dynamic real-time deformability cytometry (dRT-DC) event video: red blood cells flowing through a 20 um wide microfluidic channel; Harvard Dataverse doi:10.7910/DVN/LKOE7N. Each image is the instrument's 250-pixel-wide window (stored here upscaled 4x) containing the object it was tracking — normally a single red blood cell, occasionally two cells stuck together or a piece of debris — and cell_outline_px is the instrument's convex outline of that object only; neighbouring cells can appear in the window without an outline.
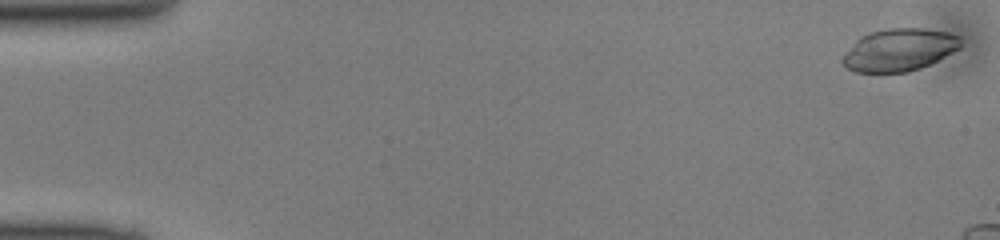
{"species": "common noctule bat (a hibernating species)", "species_latin": "Nyctalus noctula", "temperature_condition": "cold", "stored_images_in_passage": 10, "camera_frame_rate_fps": 3000, "um_per_image_px": 0.085, "animal": {"sex": "male", "body_mass_g": 13.0, "forearm_length_mm": 53.1}, "frame": {"image": 1, "passage_image": 1, "time_ms": 0.0, "image_size_px": [1000, 240], "cell_outline_px": [[964, 44], [960, 48], [920, 68], [908, 72], [856, 72], [848, 68], [840, 60], [856, 40], [860, 36], [872, 32], [888, 28], [924, 28], [948, 32], [960, 36]], "centroid_in_image_um": [76.46, 4.22], "position_along_channel_um": 8.5, "area_um2": 29.07}}